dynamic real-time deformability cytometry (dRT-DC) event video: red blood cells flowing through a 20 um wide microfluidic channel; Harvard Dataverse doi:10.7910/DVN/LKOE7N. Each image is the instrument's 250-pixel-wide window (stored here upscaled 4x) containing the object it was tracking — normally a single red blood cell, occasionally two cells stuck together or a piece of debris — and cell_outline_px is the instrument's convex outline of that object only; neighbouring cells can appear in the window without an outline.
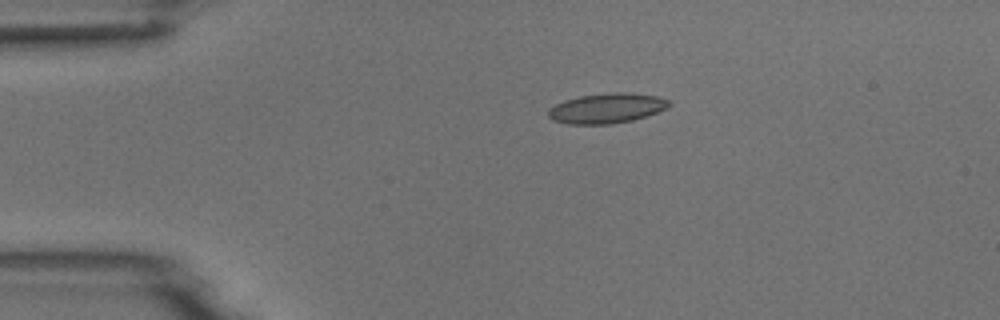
{"species": "common noctule bat (a hibernating species)", "species_latin": "Nyctalus noctula", "temperature_condition": "room temperature", "stored_images_in_passage": 7, "camera_frame_rate_fps": 3000, "um_per_image_px": 0.085, "animal": {"sex": "male", "body_mass_g": 18.8}, "frame": {"image": 1, "passage_image": 3, "time_ms": 3.333, "image_size_px": [1000, 320], "cell_outline_px": [[672, 104], [656, 112], [632, 120], [608, 124], [568, 124], [552, 120], [548, 116], [548, 108], [564, 100], [580, 96], [612, 92], [628, 92], [656, 96], [672, 100]], "centroid_in_image_um": [51.55, 9.19], "position_along_channel_um": 33.4, "area_um2": 21.04}}
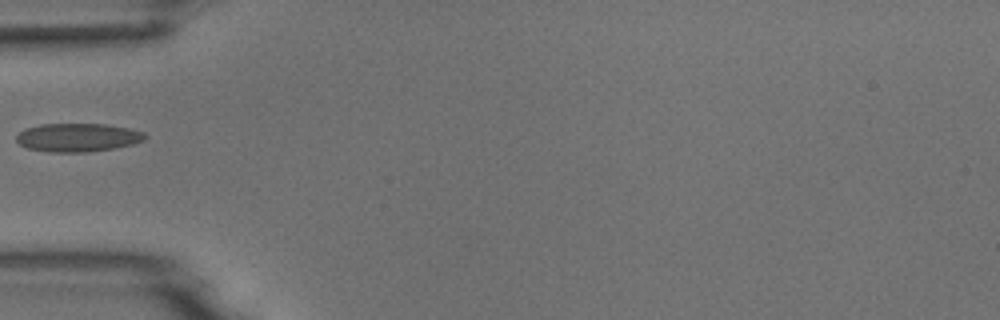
{"frame": {"image": 2, "passage_image": 5, "time_ms": 5.667, "image_size_px": [1000, 320], "cell_outline_px": [[148, 136], [144, 140], [132, 144], [112, 148], [84, 152], [48, 152], [28, 148], [20, 144], [16, 140], [16, 136], [24, 128], [40, 124], [104, 124], [128, 128], [144, 132]], "centroid_in_image_um": [6.59, 11.68], "position_along_channel_um": 78.4, "area_um2": 21.21}}
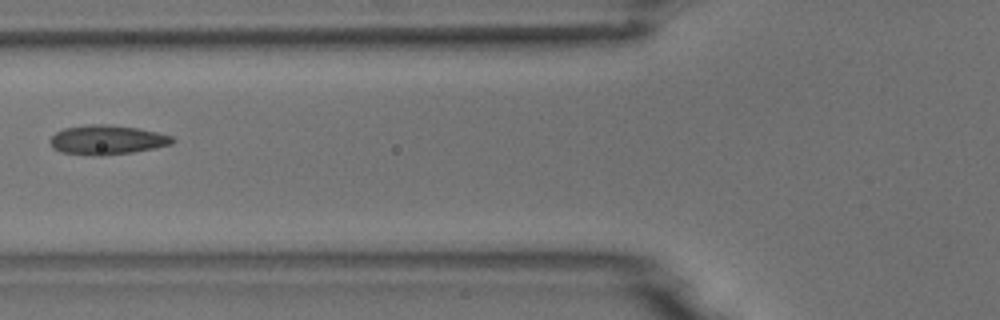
{"frame": {"image": 3, "passage_image": 6, "time_ms": 6.667, "image_size_px": [1000, 320], "cell_outline_px": [[176, 140], [172, 144], [156, 148], [132, 152], [104, 156], [92, 156], [60, 152], [52, 148], [48, 140], [56, 132], [64, 128], [92, 124], [104, 124], [140, 128], [172, 136]], "centroid_in_image_um": [9.08, 11.9], "position_along_channel_um": 116.7, "area_um2": 21.21}}